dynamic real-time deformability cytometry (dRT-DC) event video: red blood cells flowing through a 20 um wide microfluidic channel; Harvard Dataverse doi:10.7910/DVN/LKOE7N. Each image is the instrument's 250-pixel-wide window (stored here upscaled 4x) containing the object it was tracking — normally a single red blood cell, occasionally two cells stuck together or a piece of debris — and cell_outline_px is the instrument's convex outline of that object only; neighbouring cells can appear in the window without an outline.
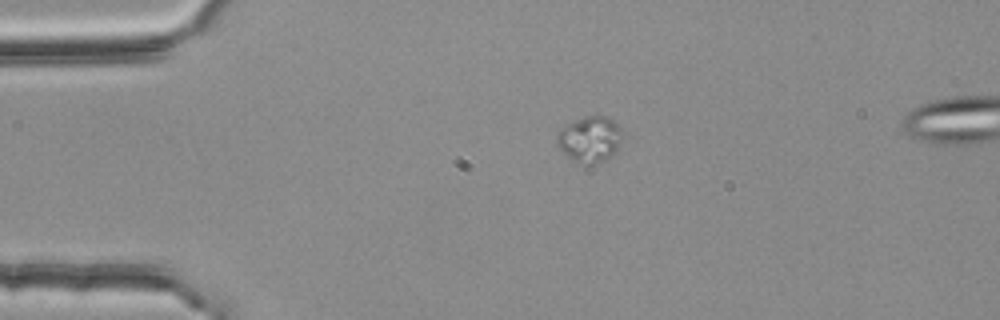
{"species": "common noctule bat (a hibernating species)", "species_latin": "Nyctalus noctula", "temperature_condition": "room temperature", "stored_images_in_passage": 45, "camera_frame_rate_fps": 3000, "um_per_image_px": 0.085, "animal": {"sex": "female", "body_mass_g": 25.1}, "frame": {"image": 1, "passage_image": 1, "time_ms": 0.0, "image_size_px": [1000, 320], "cell_outline_px": [[620, 144], [604, 160], [592, 164], [584, 164], [572, 160], [556, 144], [556, 136], [560, 128], [564, 124], [572, 120], [584, 116], [608, 116], [616, 120], [620, 128]], "centroid_in_image_um": [50.08, 11.78], "position_along_channel_um": 34.9, "area_um2": 17.46}}
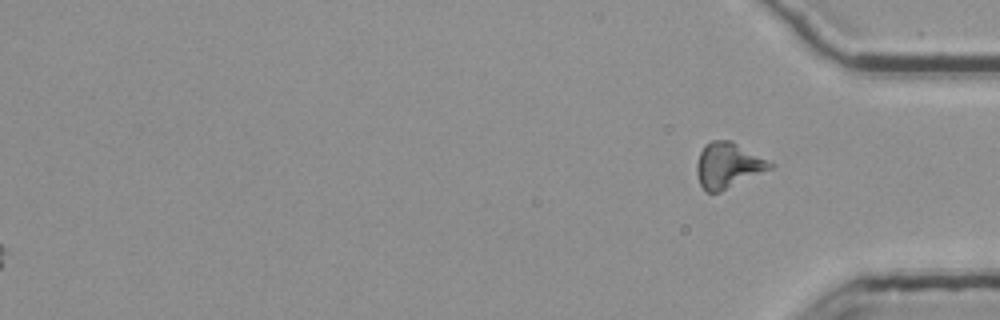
{"frame": {"image": 2, "passage_image": 45, "time_ms": 14.667, "image_size_px": [1000, 320], "cell_outline_px": [[776, 164], [772, 168], [720, 192], [704, 192], [700, 184], [696, 172], [696, 164], [700, 152], [712, 140], [732, 140]], "centroid_in_image_um": [61.89, 14.06], "position_along_channel_um": 373.3, "area_um2": 19.42}}